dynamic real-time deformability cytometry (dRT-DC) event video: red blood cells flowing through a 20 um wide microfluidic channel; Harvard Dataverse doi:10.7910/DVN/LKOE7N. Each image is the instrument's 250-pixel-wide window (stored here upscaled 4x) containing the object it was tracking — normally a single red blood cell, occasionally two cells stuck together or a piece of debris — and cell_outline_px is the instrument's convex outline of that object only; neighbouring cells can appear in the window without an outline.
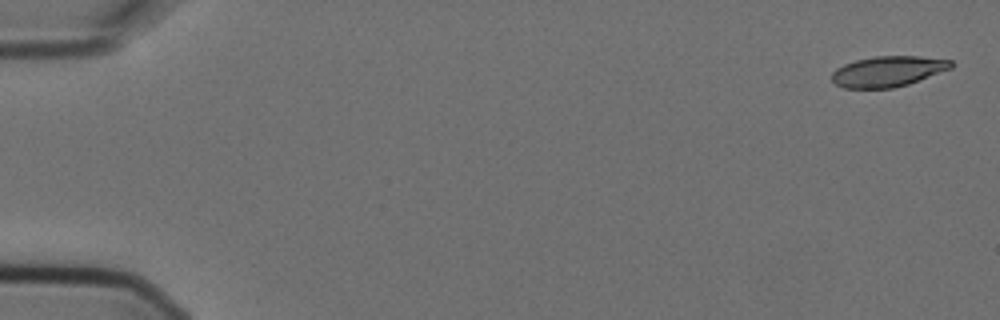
{"species": "Egyptian fruit bat (a non-hibernating species)", "species_latin": "Rousettus aegyptiacus", "temperature_condition": "cold", "stored_images_in_passage": 7, "camera_frame_rate_fps": 3000, "um_per_image_px": 0.085, "animal": {"sex": "female"}, "frame": {"image": 1, "passage_image": 1, "time_ms": 0.0, "image_size_px": [1000, 320], "cell_outline_px": [[956, 64], [952, 68], [908, 84], [892, 88], [844, 88], [836, 84], [832, 80], [832, 72], [836, 68], [844, 64], [856, 60], [872, 56], [920, 56], [952, 60]], "centroid_in_image_um": [75.49, 6.06], "position_along_channel_um": 9.5, "area_um2": 21.33}}
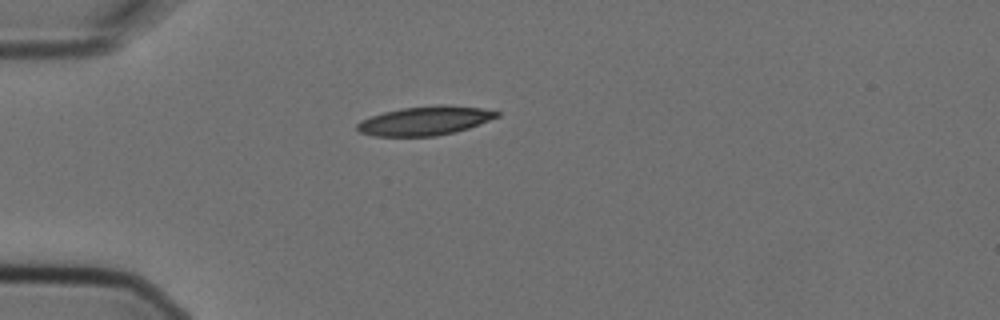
{"frame": {"image": 2, "passage_image": 5, "time_ms": 1.333, "image_size_px": [1000, 320], "cell_outline_px": [[500, 116], [468, 128], [456, 132], [436, 136], [376, 136], [360, 132], [356, 128], [356, 124], [360, 120], [384, 112], [404, 108], [440, 104], [480, 108], [500, 112]], "centroid_in_image_um": [36.12, 10.27], "position_along_channel_um": 48.9, "area_um2": 23.41}}
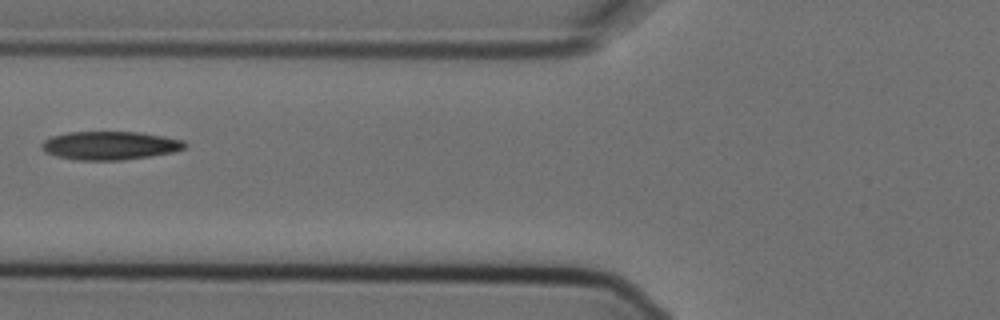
{"frame": {"image": 3, "passage_image": 7, "time_ms": 2.0, "image_size_px": [1000, 320], "cell_outline_px": [[188, 144], [184, 148], [172, 152], [148, 156], [120, 160], [76, 160], [56, 156], [44, 152], [40, 148], [40, 144], [44, 140], [52, 136], [68, 132], [140, 132], [164, 136], [184, 140]], "centroid_in_image_um": [9.31, 12.36], "position_along_channel_um": 116.5, "area_um2": 23.76}}